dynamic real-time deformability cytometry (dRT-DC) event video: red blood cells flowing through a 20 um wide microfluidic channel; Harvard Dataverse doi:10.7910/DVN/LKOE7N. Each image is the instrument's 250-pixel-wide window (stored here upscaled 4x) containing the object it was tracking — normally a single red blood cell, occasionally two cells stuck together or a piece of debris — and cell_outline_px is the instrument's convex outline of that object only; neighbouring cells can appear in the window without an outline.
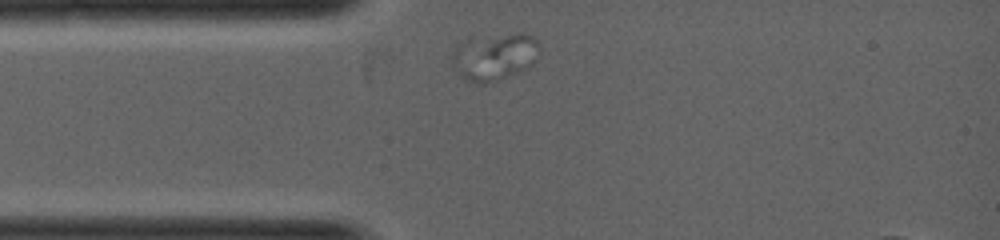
{"species": "common noctule bat (a hibernating species)", "species_latin": "Nyctalus noctula", "temperature_condition": "warm", "stored_images_in_passage": 8, "camera_frame_rate_fps": 5000, "um_per_image_px": 0.085, "animal": {"sex": "female", "body_mass_g": 19.0, "forearm_length_mm": 53.3}, "frame": {"image": 1, "passage_image": 1, "time_ms": 0.0, "image_size_px": [1000, 240], "cell_outline_px": [[540, 52], [536, 60], [532, 64], [516, 72], [496, 80], [484, 84], [476, 84], [464, 80], [460, 76], [452, 64], [452, 52], [460, 40], [468, 36], [520, 32], [524, 32], [532, 36], [540, 44]], "centroid_in_image_um": [41.99, 4.76], "position_along_channel_um": 43.0, "area_um2": 24.8}}
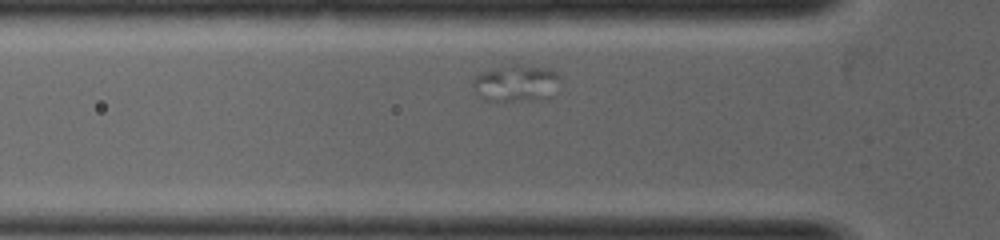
{"frame": {"image": 2, "passage_image": 4, "time_ms": 0.6, "image_size_px": [1000, 240], "cell_outline_px": [[560, 76], [540, 100], [484, 100], [476, 92], [472, 84], [472, 80], [480, 72], [508, 64], [520, 64], [548, 68], [556, 72]], "centroid_in_image_um": [43.74, 7.02], "position_along_channel_um": 82.1, "area_um2": 18.03}}
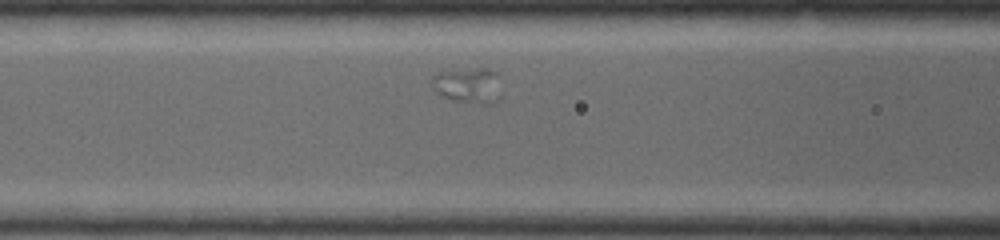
{"frame": {"image": 3, "passage_image": 7, "time_ms": 1.2, "image_size_px": [1000, 240], "cell_outline_px": [[500, 96], [492, 104], [484, 104], [448, 100], [440, 96], [432, 88], [432, 76], [440, 72], [476, 68], [488, 68], [496, 72]], "centroid_in_image_um": [39.75, 7.28], "position_along_channel_um": 126.8, "area_um2": 14.45}}